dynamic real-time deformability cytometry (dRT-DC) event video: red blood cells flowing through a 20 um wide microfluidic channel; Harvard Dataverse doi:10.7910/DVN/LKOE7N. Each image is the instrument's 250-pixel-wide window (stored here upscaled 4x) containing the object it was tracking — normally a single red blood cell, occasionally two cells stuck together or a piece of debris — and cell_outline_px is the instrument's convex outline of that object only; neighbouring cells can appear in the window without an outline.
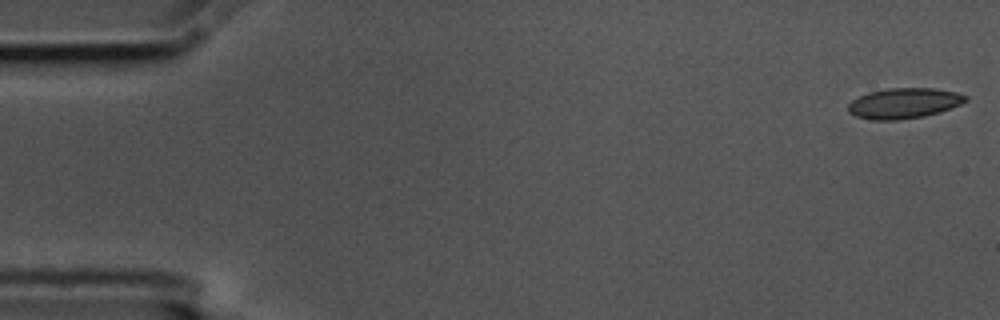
{"species": "common noctule bat (a hibernating species)", "species_latin": "Nyctalus noctula", "temperature_condition": "cold", "stored_images_in_passage": 56, "camera_frame_rate_fps": 3000, "um_per_image_px": 0.085, "animal": {"sex": "male", "body_mass_g": 17.5, "forearm_length_mm": 52.3}, "frame": {"image": 1, "passage_image": 1, "time_ms": 0.0, "image_size_px": [1000, 320], "cell_outline_px": [[968, 100], [960, 104], [940, 112], [924, 116], [900, 120], [872, 120], [856, 116], [848, 112], [848, 104], [852, 100], [868, 92], [888, 88], [936, 88], [956, 92], [968, 96]], "centroid_in_image_um": [76.84, 8.77], "position_along_channel_um": 8.2, "area_um2": 20.92}}
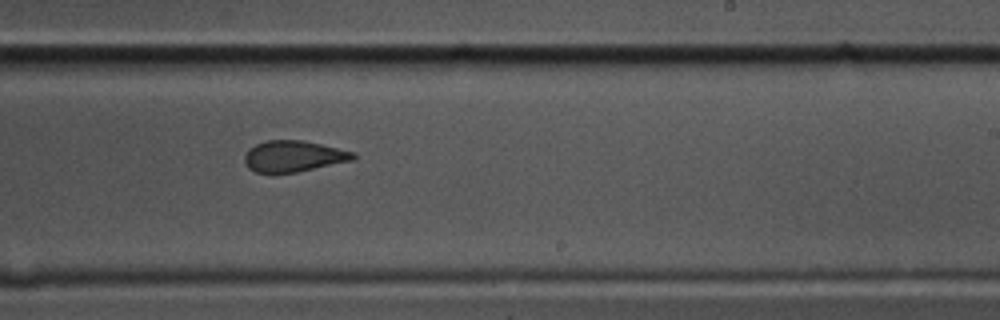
{"frame": {"image": 2, "passage_image": 34, "time_ms": 11.0, "image_size_px": [1000, 320], "cell_outline_px": [[356, 156], [352, 160], [296, 172], [272, 176], [256, 172], [248, 168], [244, 164], [244, 156], [248, 148], [256, 144], [268, 140], [300, 140], [320, 144], [356, 152]], "centroid_in_image_um": [24.87, 13.31], "position_along_channel_um": 264.1, "area_um2": 20.11}}
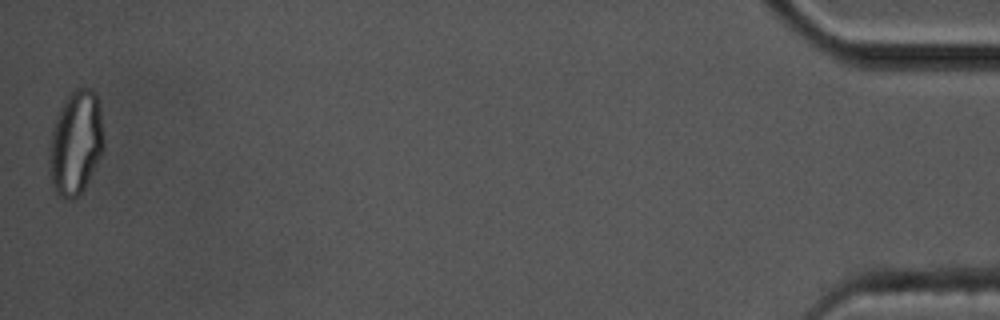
{"frame": {"image": 3, "passage_image": 56, "time_ms": 18.333, "image_size_px": [1000, 320], "cell_outline_px": [[104, 148], [84, 188], [72, 200], [68, 200], [56, 196], [52, 188], [48, 168], [48, 144], [52, 128], [56, 116], [64, 100], [76, 88], [92, 88], [96, 92], [104, 140]], "centroid_in_image_um": [6.38, 12.18], "position_along_channel_um": 428.8, "area_um2": 33.41}, "authors_computed_cell_mechanics": {"area_um2": 21.0103, "velocity_mm_per_s": 3.5356, "shape_relaxation_time_tau1_ms": null, "shape_relaxation_time_tau2_ms": 2.6963, "deformation_change_tau1": null, "deformation_change_tau2": 0.0895}}